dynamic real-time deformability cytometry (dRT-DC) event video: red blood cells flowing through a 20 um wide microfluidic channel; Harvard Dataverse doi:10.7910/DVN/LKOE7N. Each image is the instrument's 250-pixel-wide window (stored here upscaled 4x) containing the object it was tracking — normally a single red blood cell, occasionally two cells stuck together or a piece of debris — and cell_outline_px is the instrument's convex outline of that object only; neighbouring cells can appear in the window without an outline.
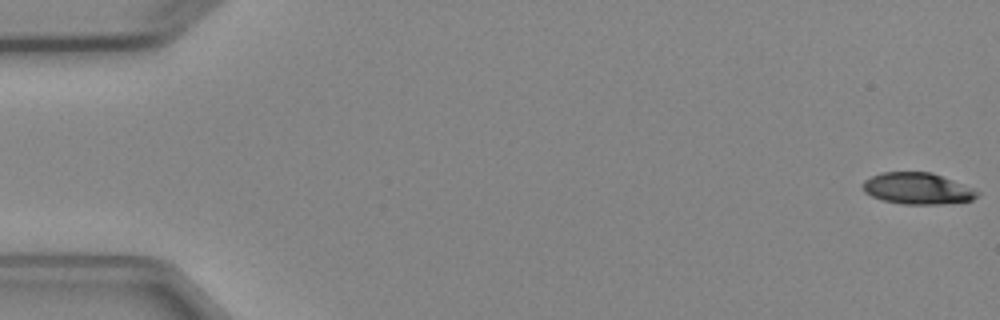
{"species": "Egyptian fruit bat (a non-hibernating species)", "species_latin": "Rousettus aegyptiacus", "temperature_condition": "cold", "stored_images_in_passage": 5, "camera_frame_rate_fps": 3000, "um_per_image_px": 0.085, "animal": {"sex": "female"}, "frame": {"image": 1, "passage_image": 1, "time_ms": 0.0, "image_size_px": [1000, 320], "cell_outline_px": [[980, 192], [972, 200], [940, 204], [904, 204], [884, 200], [872, 196], [864, 192], [860, 184], [864, 180], [880, 172], [932, 172], [972, 188]], "centroid_in_image_um": [77.93, 16.01], "position_along_channel_um": 7.1, "area_um2": 20.87}}
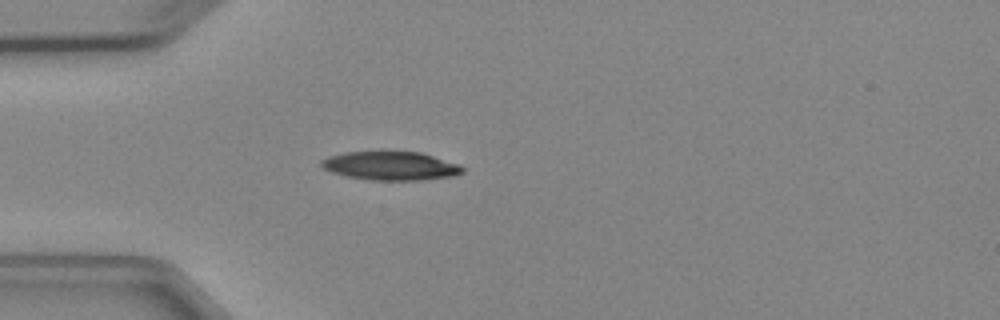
{"frame": {"image": 2, "passage_image": 5, "time_ms": 4.667, "image_size_px": [1000, 320], "cell_outline_px": [[464, 172], [456, 176], [420, 180], [368, 180], [348, 176], [332, 172], [324, 168], [320, 164], [320, 160], [328, 156], [344, 152], [380, 148], [420, 152], [460, 164], [464, 168]], "centroid_in_image_um": [33.2, 14.04], "position_along_channel_um": 51.8, "area_um2": 24.68}}